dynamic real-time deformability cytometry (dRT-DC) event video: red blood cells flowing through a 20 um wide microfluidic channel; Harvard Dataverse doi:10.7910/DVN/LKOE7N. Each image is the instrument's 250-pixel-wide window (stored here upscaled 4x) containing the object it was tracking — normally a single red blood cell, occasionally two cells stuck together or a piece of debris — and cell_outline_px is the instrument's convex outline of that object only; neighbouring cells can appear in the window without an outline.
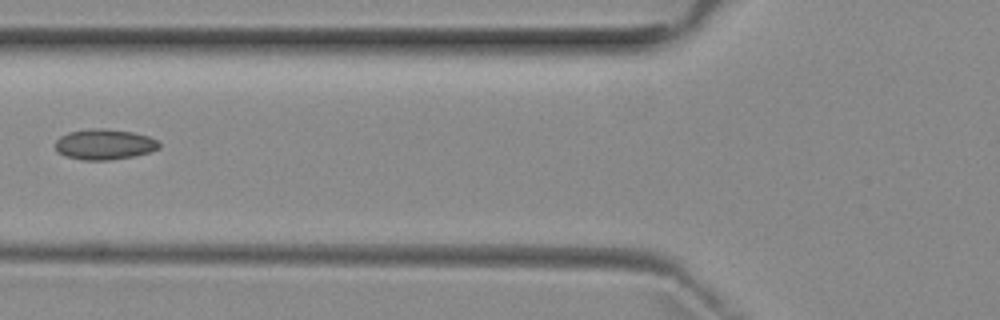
{"species": "common noctule bat (a hibernating species)", "species_latin": "Nyctalus noctula", "temperature_condition": "room temperature", "stored_images_in_passage": 5, "camera_frame_rate_fps": 3000, "um_per_image_px": 0.085, "animal": {"sex": "female", "body_mass_g": 29.2, "forearm_length_mm": 56.3}, "frame": {"image": 1, "passage_image": 5, "time_ms": 5.0, "image_size_px": [1000, 320], "cell_outline_px": [[160, 148], [152, 152], [136, 156], [108, 160], [80, 160], [64, 156], [56, 152], [56, 140], [60, 136], [68, 132], [92, 128], [104, 128], [132, 132], [148, 136], [156, 140], [160, 144]], "centroid_in_image_um": [8.87, 12.28], "position_along_channel_um": 116.9, "area_um2": 18.73}}